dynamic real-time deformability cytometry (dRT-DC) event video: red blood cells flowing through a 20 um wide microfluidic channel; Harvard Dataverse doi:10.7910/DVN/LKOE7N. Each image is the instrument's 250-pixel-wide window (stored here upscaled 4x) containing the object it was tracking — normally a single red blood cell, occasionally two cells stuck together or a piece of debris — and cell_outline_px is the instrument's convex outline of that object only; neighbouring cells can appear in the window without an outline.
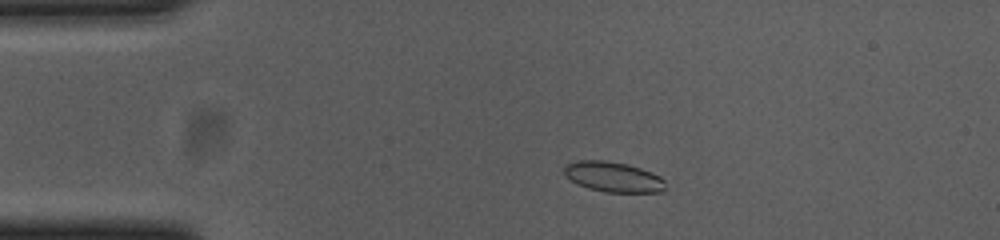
{"species": "common noctule bat (a hibernating species)", "species_latin": "Nyctalus noctula", "temperature_condition": "cold", "stored_images_in_passage": 50, "camera_frame_rate_fps": 3000, "um_per_image_px": 0.085, "animal": {"sex": "female", "body_mass_g": 23.0, "forearm_length_mm": 53.4}, "frame": {"image": 1, "passage_image": 6, "time_ms": 1.667, "image_size_px": [1000, 240], "cell_outline_px": [[664, 188], [660, 192], [604, 192], [588, 188], [564, 176], [564, 168], [568, 164], [576, 160], [604, 160], [628, 164], [640, 168], [660, 176], [664, 180]], "centroid_in_image_um": [52.11, 15.03], "position_along_channel_um": 32.9, "area_um2": 17.69}}
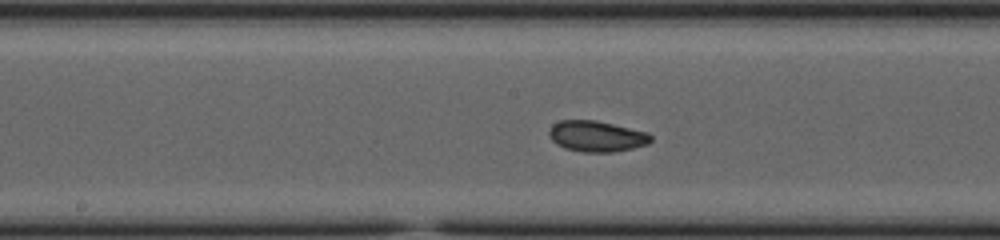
{"frame": {"image": 2, "passage_image": 23, "time_ms": 7.333, "image_size_px": [1000, 240], "cell_outline_px": [[652, 140], [648, 144], [632, 148], [612, 152], [584, 152], [564, 148], [556, 144], [552, 140], [548, 132], [552, 124], [560, 120], [596, 120], [648, 132], [652, 136]], "centroid_in_image_um": [50.71, 11.57], "position_along_channel_um": 197.5, "area_um2": 18.38}}
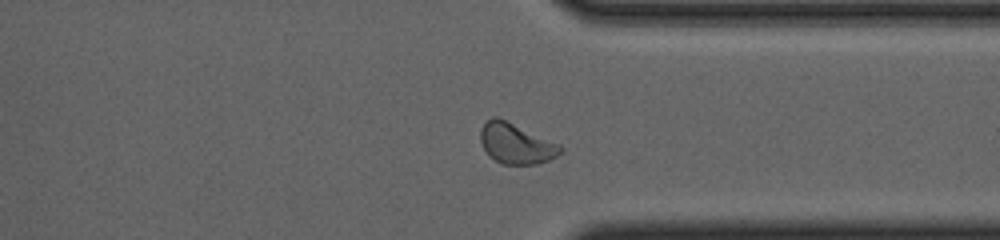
{"frame": {"image": 3, "passage_image": 37, "time_ms": 12.0, "image_size_px": [1000, 240], "cell_outline_px": [[564, 152], [548, 160], [536, 164], [504, 164], [488, 156], [480, 140], [480, 128], [492, 116], [500, 116], [560, 144], [564, 148]], "centroid_in_image_um": [43.88, 12.17], "position_along_channel_um": 367.5, "area_um2": 19.19}, "authors_computed_cell_mechanics": {"area_um2": 18.0914, "velocity_mm_per_s": 3.6678, "shape_relaxation_time_tau1_ms": 1.8066, "shape_relaxation_time_tau2_ms": 1.7827, "deformation_change_tau1": 0.0968, "deformation_change_tau2": 0.0663}}